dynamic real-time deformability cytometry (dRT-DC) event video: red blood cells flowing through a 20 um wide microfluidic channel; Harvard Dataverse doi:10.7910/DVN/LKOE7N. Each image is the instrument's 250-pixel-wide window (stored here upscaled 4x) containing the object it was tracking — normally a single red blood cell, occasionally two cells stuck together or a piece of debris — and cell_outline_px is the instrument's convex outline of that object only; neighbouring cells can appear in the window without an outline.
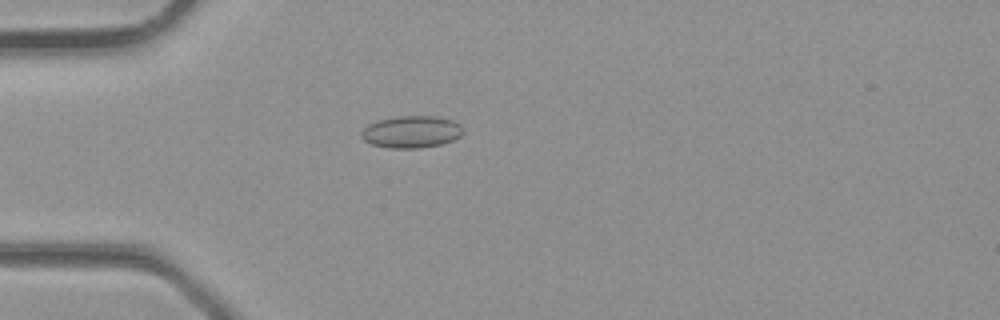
{"species": "common noctule bat (a hibernating species)", "species_latin": "Nyctalus noctula", "temperature_condition": "room temperature", "stored_images_in_passage": 28, "camera_frame_rate_fps": 3000, "um_per_image_px": 0.085, "animal": {"sex": "male", "body_mass_g": 23.1, "forearm_length_mm": 52.7}, "frame": {"image": 1, "passage_image": 3, "time_ms": 0.667, "image_size_px": [1000, 320], "cell_outline_px": [[464, 132], [460, 136], [452, 140], [440, 144], [420, 148], [388, 148], [372, 144], [364, 140], [360, 136], [360, 132], [368, 124], [376, 120], [400, 116], [436, 116], [452, 120], [460, 124], [464, 128]], "centroid_in_image_um": [34.96, 11.2], "position_along_channel_um": 50.0, "area_um2": 19.13}}
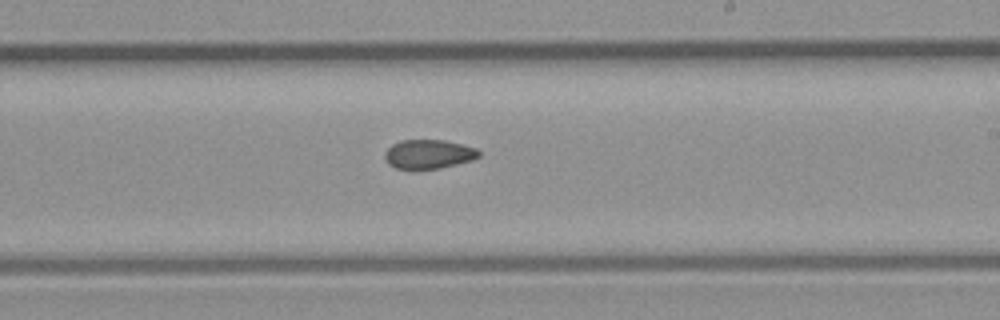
{"frame": {"image": 2, "passage_image": 14, "time_ms": 4.333, "image_size_px": [1000, 320], "cell_outline_px": [[480, 156], [472, 160], [440, 168], [396, 168], [388, 164], [384, 156], [384, 152], [392, 144], [400, 140], [444, 140], [464, 144], [476, 148], [480, 152]], "centroid_in_image_um": [36.44, 13.08], "position_along_channel_um": 252.6, "area_um2": 15.9}}
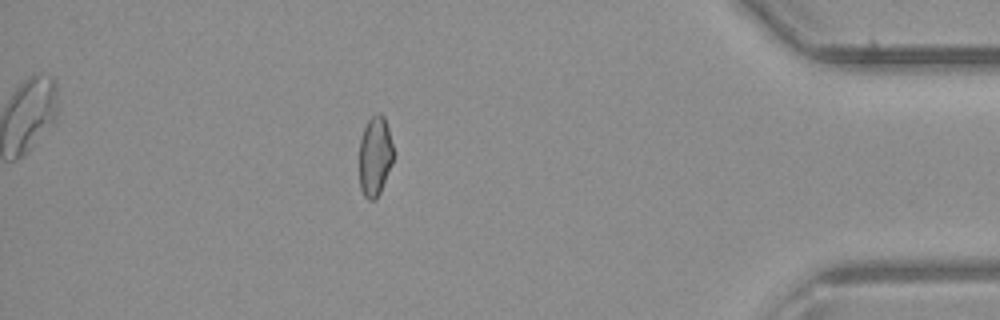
{"frame": {"image": 3, "passage_image": 24, "time_ms": 7.667, "image_size_px": [1000, 320], "cell_outline_px": [[392, 164], [380, 192], [376, 200], [368, 200], [364, 196], [360, 188], [360, 140], [364, 128], [368, 120], [376, 112], [380, 112], [384, 116], [388, 128], [392, 144]], "centroid_in_image_um": [31.87, 13.27], "position_along_channel_um": 403.3, "area_um2": 15.78}}